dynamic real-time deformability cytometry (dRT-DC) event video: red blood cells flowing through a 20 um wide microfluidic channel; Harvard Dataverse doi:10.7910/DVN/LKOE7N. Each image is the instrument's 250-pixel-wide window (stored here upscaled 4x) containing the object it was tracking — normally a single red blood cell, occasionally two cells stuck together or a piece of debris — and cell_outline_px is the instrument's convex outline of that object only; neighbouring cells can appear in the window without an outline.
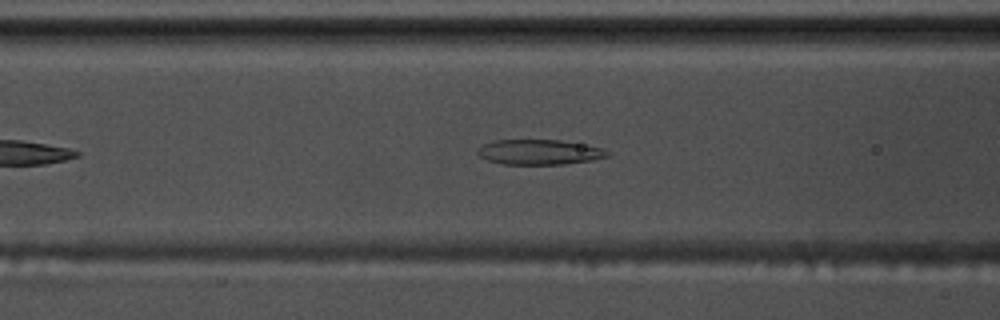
{"species": "common noctule bat (a hibernating species)", "species_latin": "Nyctalus noctula", "temperature_condition": "warm", "stored_images_in_passage": 26, "segment_of_instrument_passage": [1, 2], "camera_frame_rate_fps": 3000, "um_per_image_px": 0.085, "animal": {"sex": "male", "body_mass_g": 17.5, "forearm_length_mm": 52.3}, "frame": {"image": 1, "passage_image": 11, "time_ms": 3.333, "image_size_px": [1000, 320], "cell_outline_px": [[612, 152], [608, 156], [592, 160], [564, 164], [504, 164], [488, 160], [480, 156], [476, 152], [476, 148], [492, 140], [560, 140], [600, 148]], "centroid_in_image_um": [45.8, 12.92], "position_along_channel_um": 120.8, "area_um2": 18.84}}
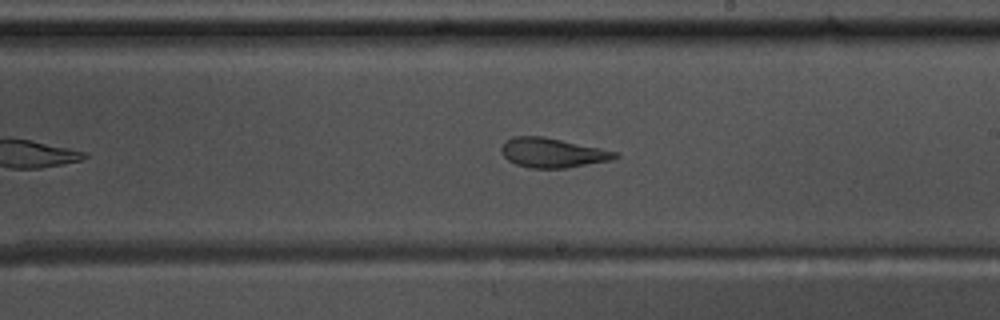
{"frame": {"image": 2, "passage_image": 21, "time_ms": 6.667, "image_size_px": [1000, 320], "cell_outline_px": [[620, 156], [612, 160], [564, 168], [528, 168], [516, 164], [508, 160], [504, 156], [500, 148], [504, 140], [512, 136], [544, 136], [600, 148], [616, 152]], "centroid_in_image_um": [46.92, 12.98], "position_along_channel_um": 242.1, "area_um2": 19.59}}
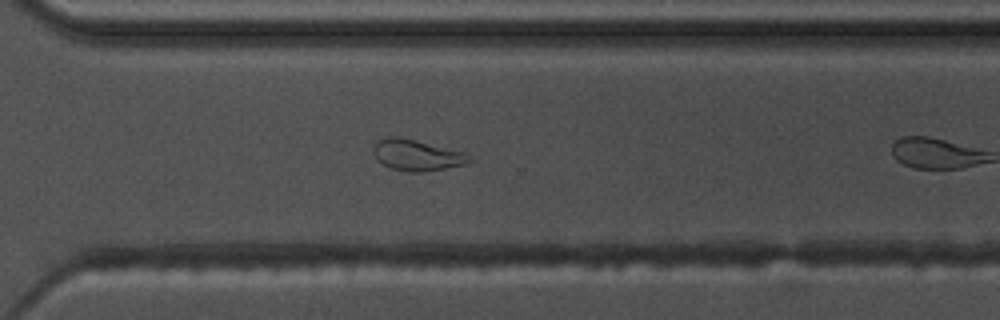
{"frame": {"image": 3, "passage_image": 25, "time_ms": 8.0, "image_size_px": [1000, 320], "cell_outline_px": [[476, 160], [468, 164], [424, 172], [408, 172], [392, 168], [376, 160], [372, 148], [376, 140], [388, 136], [400, 136], [464, 152], [472, 156]], "centroid_in_image_um": [35.45, 13.18], "position_along_channel_um": 335.1, "area_um2": 17.74}}